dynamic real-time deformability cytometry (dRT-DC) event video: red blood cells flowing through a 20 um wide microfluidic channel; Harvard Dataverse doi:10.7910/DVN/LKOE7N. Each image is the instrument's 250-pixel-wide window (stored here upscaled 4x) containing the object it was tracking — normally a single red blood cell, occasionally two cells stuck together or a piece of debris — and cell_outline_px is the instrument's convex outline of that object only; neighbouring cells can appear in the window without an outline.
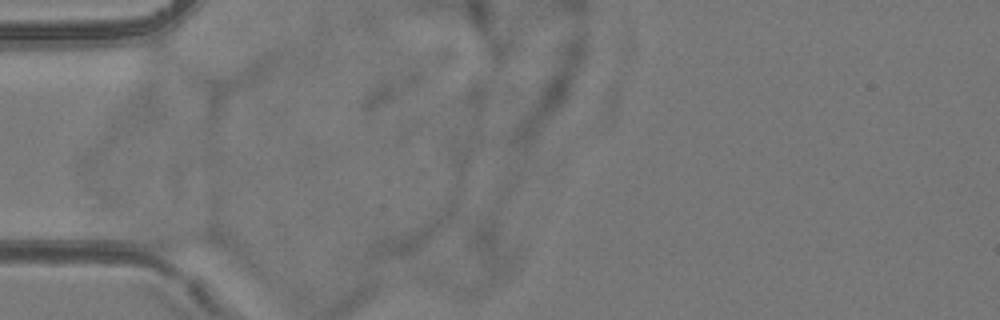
{"species": "common noctule bat (a hibernating species)", "species_latin": "Nyctalus noctula", "temperature_condition": "room temperature", "stored_images_in_passage": 2, "camera_frame_rate_fps": 3000, "um_per_image_px": 0.085, "animal": {"sex": "female", "body_mass_g": 24.6, "forearm_length_mm": 56.2}, "frame": {"image": 1, "passage_image": 1, "time_ms": 0.0, "image_size_px": [1000, 320], "cell_outline_px": [[224, 248], [176, 252], [168, 252], [152, 248], [144, 244], [140, 232], [140, 228], [144, 228], [212, 232], [220, 236], [224, 244]], "centroid_in_image_um": [15.34, 20.41], "position_along_channel_um": 69.7, "area_um2": 11.21}}